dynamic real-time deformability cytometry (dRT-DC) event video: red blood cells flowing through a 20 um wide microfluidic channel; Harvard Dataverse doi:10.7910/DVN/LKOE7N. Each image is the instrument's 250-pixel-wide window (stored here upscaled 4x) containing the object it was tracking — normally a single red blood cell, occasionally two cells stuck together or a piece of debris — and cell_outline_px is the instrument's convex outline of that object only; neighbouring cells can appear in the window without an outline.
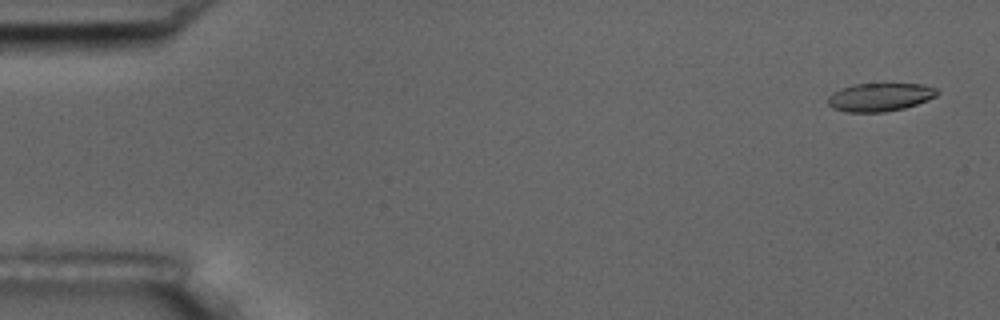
{"species": "common noctule bat (a hibernating species)", "species_latin": "Nyctalus noctula", "temperature_condition": "room temperature", "stored_images_in_passage": 56, "camera_frame_rate_fps": 3000, "um_per_image_px": 0.085, "animal": {"sex": "male", "body_mass_g": 17.5, "forearm_length_mm": 52.3}, "frame": {"image": 1, "passage_image": 1, "time_ms": 0.0, "image_size_px": [1000, 320], "cell_outline_px": [[940, 92], [936, 96], [928, 100], [904, 108], [884, 112], [848, 112], [832, 108], [828, 104], [828, 96], [832, 92], [840, 88], [852, 84], [924, 84], [936, 88]], "centroid_in_image_um": [74.78, 8.25], "position_along_channel_um": 10.2, "area_um2": 18.09}}
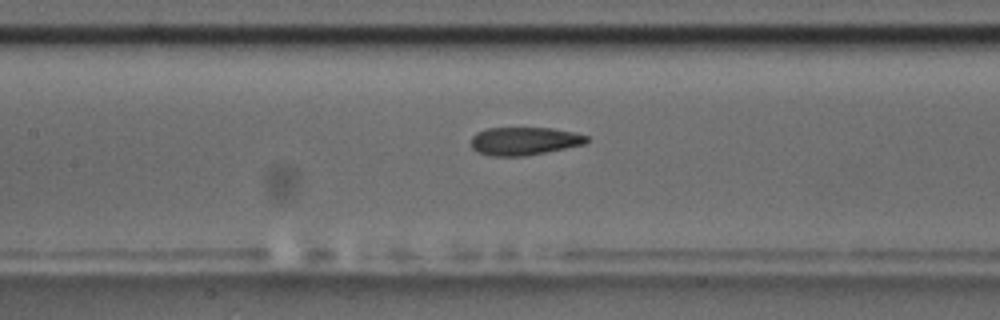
{"frame": {"image": 2, "passage_image": 25, "time_ms": 8.0, "image_size_px": [1000, 320], "cell_outline_px": [[588, 140], [584, 144], [524, 156], [488, 156], [476, 152], [472, 148], [472, 136], [476, 132], [484, 128], [552, 128], [572, 132], [588, 136]], "centroid_in_image_um": [44.5, 11.99], "position_along_channel_um": 162.9, "area_um2": 18.84}}
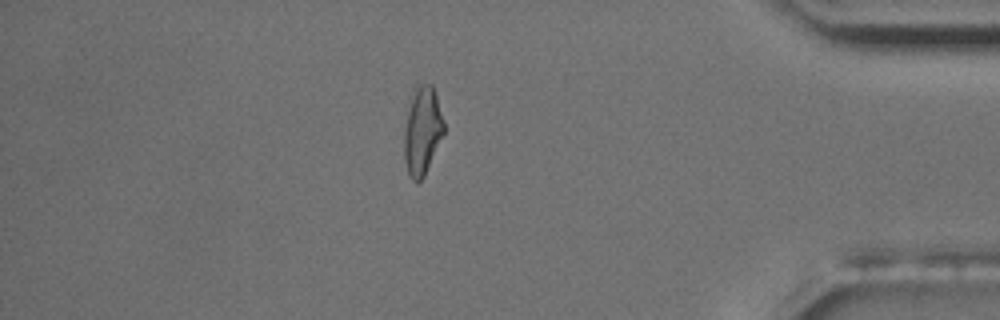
{"frame": {"image": 3, "passage_image": 48, "time_ms": 15.667, "image_size_px": [1000, 320], "cell_outline_px": [[444, 132], [424, 176], [416, 184], [408, 176], [404, 160], [404, 128], [412, 88], [416, 84], [432, 84], [436, 96], [444, 124]], "centroid_in_image_um": [35.86, 11.11], "position_along_channel_um": 399.3, "area_um2": 20.52}, "authors_computed_cell_mechanics": {"area_um2": 19.6231, "velocity_mm_per_s": 3.5527, "shape_relaxation_time_tau1_ms": 4.7322, "shape_relaxation_time_tau2_ms": 2.0948, "deformation_change_tau1": 0.1707, "deformation_change_tau2": 0.1013}}